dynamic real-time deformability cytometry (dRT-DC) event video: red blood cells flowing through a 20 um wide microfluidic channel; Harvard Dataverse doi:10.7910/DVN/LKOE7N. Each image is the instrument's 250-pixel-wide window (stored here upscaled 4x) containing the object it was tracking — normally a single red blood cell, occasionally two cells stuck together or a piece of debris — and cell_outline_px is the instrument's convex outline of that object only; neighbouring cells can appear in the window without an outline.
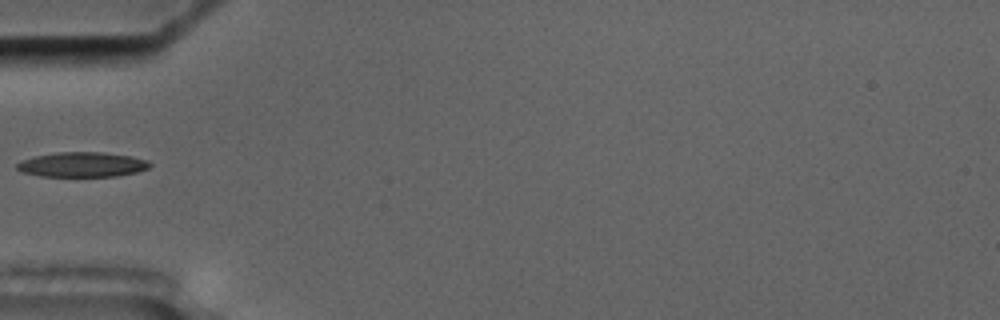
{"species": "common noctule bat (a hibernating species)", "species_latin": "Nyctalus noctula", "temperature_condition": "cold", "stored_images_in_passage": 15, "camera_frame_rate_fps": 3000, "um_per_image_px": 0.085, "animal": {"sex": "male", "body_mass_g": 17.5, "forearm_length_mm": 52.3}, "frame": {"image": 1, "passage_image": 5, "time_ms": 5.333, "image_size_px": [1000, 320], "cell_outline_px": [[152, 164], [148, 168], [136, 172], [116, 176], [40, 176], [24, 172], [16, 168], [16, 164], [20, 160], [36, 156], [56, 152], [104, 152], [132, 156], [148, 160]], "centroid_in_image_um": [7.0, 13.98], "position_along_channel_um": 78.0, "area_um2": 19.25}}
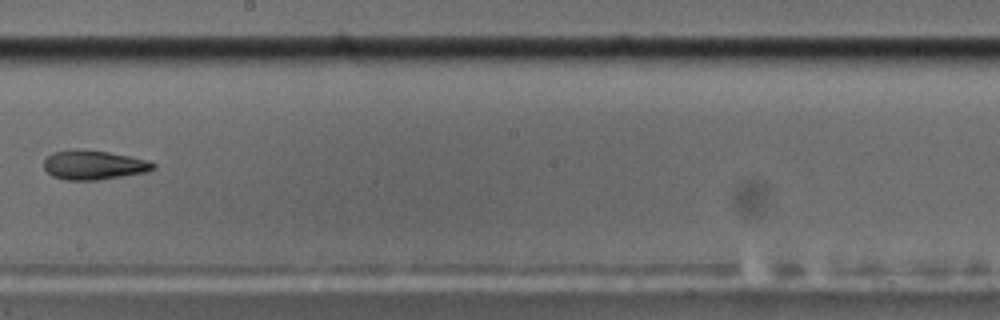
{"frame": {"image": 2, "passage_image": 9, "time_ms": 10.0, "image_size_px": [1000, 320], "cell_outline_px": [[156, 168], [148, 172], [96, 180], [64, 180], [52, 176], [44, 168], [44, 160], [52, 152], [72, 148], [76, 148], [108, 152], [132, 156], [148, 160], [156, 164]], "centroid_in_image_um": [7.97, 14.01], "position_along_channel_um": 240.2, "area_um2": 18.96}}
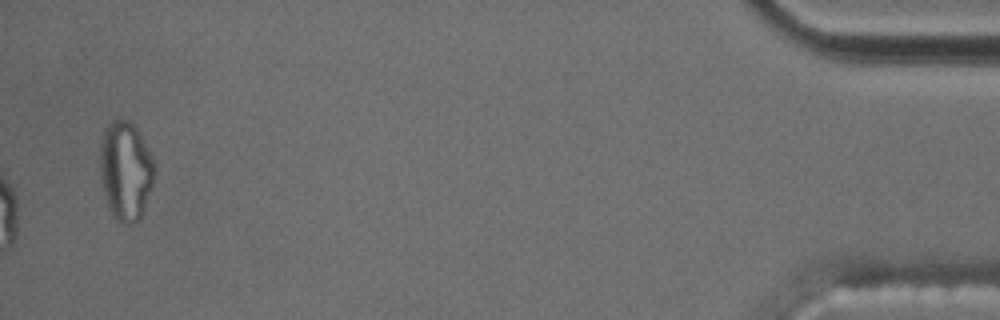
{"frame": {"image": 3, "passage_image": 15, "time_ms": 17.667, "image_size_px": [1000, 320], "cell_outline_px": [[156, 168], [152, 184], [144, 208], [140, 216], [136, 220], [128, 224], [124, 224], [116, 220], [112, 216], [108, 208], [104, 196], [100, 176], [100, 144], [104, 128], [112, 120], [128, 120], [136, 128], [144, 140], [156, 164]], "centroid_in_image_um": [10.66, 14.5], "position_along_channel_um": 424.5, "area_um2": 31.56}, "authors_computed_cell_mechanics": {"area_um2": 18.5538, "velocity_mm_per_s": 3.4821, "shape_relaxation_time_tau1_ms": null, "shape_relaxation_time_tau2_ms": 4.2343, "deformation_change_tau1": null, "deformation_change_tau2": 0.0961}}